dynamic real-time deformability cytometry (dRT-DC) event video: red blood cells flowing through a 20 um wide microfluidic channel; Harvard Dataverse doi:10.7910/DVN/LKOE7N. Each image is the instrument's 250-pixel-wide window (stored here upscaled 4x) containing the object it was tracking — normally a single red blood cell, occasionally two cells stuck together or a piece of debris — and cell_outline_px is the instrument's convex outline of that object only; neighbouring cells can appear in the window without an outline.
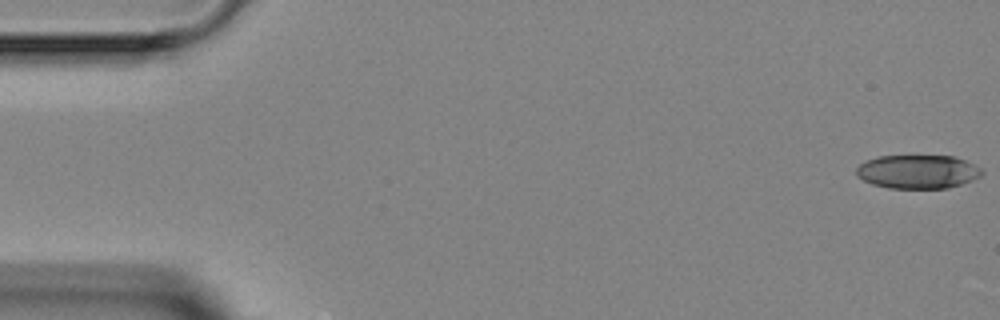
{"species": "Egyptian fruit bat (a non-hibernating species)", "species_latin": "Rousettus aegyptiacus", "temperature_condition": "room temperature", "stored_images_in_passage": 7, "camera_frame_rate_fps": 3000, "um_per_image_px": 0.085, "animal": {"sex": "female"}, "frame": {"image": 1, "passage_image": 1, "time_ms": 0.0, "image_size_px": [1000, 320], "cell_outline_px": [[984, 172], [980, 176], [960, 184], [948, 188], [888, 188], [872, 184], [856, 176], [856, 168], [864, 160], [876, 156], [952, 156], [964, 160], [980, 168]], "centroid_in_image_um": [77.95, 14.59], "position_along_channel_um": 7.1, "area_um2": 24.57}}
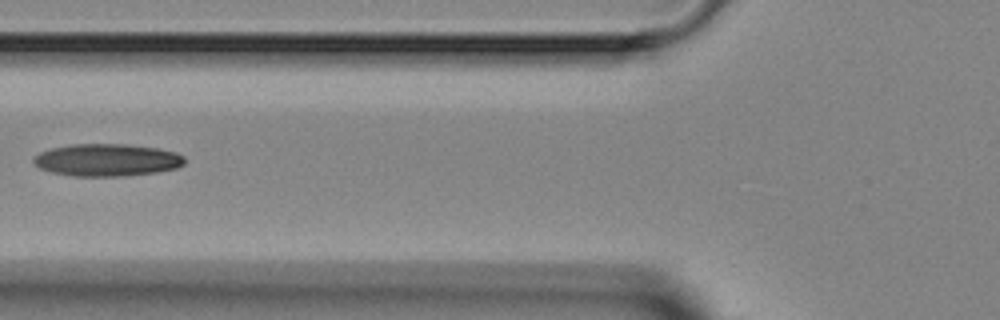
{"frame": {"image": 2, "passage_image": 6, "time_ms": 6.0, "image_size_px": [1000, 320], "cell_outline_px": [[184, 164], [176, 168], [156, 172], [120, 176], [72, 176], [52, 172], [40, 168], [32, 160], [40, 152], [52, 148], [72, 144], [124, 144], [156, 148], [176, 152], [184, 156]], "centroid_in_image_um": [9.1, 13.6], "position_along_channel_um": 116.7, "area_um2": 28.26}}
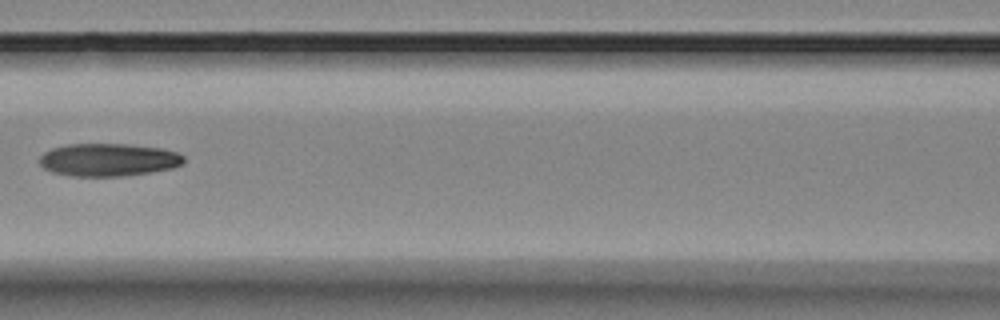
{"frame": {"image": 3, "passage_image": 7, "time_ms": 7.0, "image_size_px": [1000, 320], "cell_outline_px": [[184, 164], [172, 168], [124, 176], [72, 176], [52, 172], [44, 168], [40, 164], [40, 156], [44, 152], [52, 148], [64, 144], [128, 144], [160, 148], [176, 152], [184, 156]], "centroid_in_image_um": [9.2, 13.58], "position_along_channel_um": 157.4, "area_um2": 27.57}}